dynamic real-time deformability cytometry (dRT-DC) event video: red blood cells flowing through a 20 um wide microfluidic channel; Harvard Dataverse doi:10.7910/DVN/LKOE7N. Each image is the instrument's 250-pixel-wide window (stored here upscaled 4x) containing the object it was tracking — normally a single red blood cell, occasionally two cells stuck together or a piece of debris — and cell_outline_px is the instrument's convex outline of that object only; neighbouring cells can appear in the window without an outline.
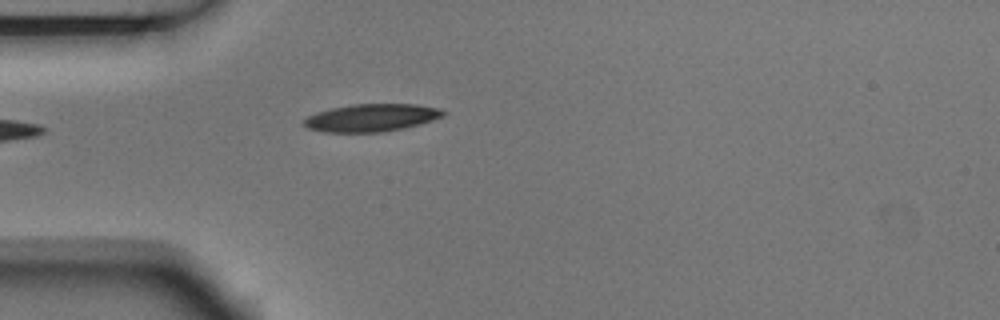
{"species": "Egyptian fruit bat (a non-hibernating species)", "species_latin": "Rousettus aegyptiacus", "temperature_condition": "room temperature", "stored_images_in_passage": 5, "camera_frame_rate_fps": 3000, "um_per_image_px": 0.085, "animal": {"sex": "male"}, "frame": {"image": 1, "passage_image": 5, "time_ms": 1.333, "image_size_px": [1000, 320], "cell_outline_px": [[448, 112], [444, 116], [432, 120], [404, 128], [384, 132], [324, 132], [308, 128], [304, 124], [304, 120], [308, 116], [316, 112], [332, 108], [352, 104], [416, 104], [440, 108]], "centroid_in_image_um": [31.61, 10.0], "position_along_channel_um": 53.4, "area_um2": 22.43}}